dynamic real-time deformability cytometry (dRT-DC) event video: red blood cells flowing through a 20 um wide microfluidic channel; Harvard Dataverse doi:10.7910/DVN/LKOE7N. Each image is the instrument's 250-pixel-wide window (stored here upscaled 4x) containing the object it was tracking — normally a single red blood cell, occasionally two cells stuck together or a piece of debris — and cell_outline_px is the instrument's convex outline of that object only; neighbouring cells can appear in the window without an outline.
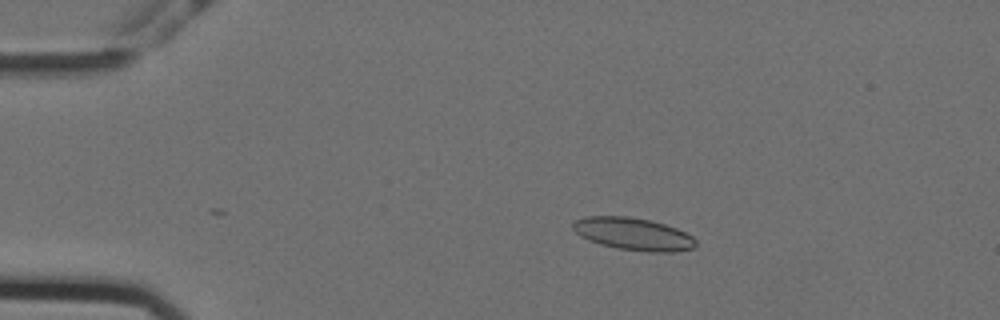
{"species": "Egyptian fruit bat (a non-hibernating species)", "species_latin": "Rousettus aegyptiacus", "temperature_condition": "cold", "stored_images_in_passage": 39, "camera_frame_rate_fps": 3000, "um_per_image_px": 0.085, "animal": {"sex": "female"}, "frame": {"image": 1, "passage_image": 1, "time_ms": 0.0, "image_size_px": [1000, 320], "cell_outline_px": [[696, 248], [672, 252], [648, 252], [616, 248], [600, 244], [588, 240], [580, 236], [572, 228], [572, 224], [576, 220], [584, 216], [628, 216], [648, 220], [664, 224], [676, 228], [692, 236], [696, 240]], "centroid_in_image_um": [53.82, 19.89], "position_along_channel_um": 31.2, "area_um2": 23.29}}
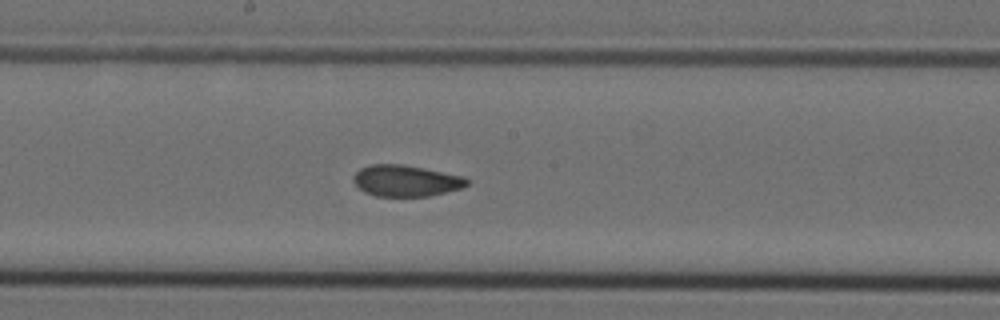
{"frame": {"image": 2, "passage_image": 21, "time_ms": 6.667, "image_size_px": [1000, 320], "cell_outline_px": [[468, 184], [460, 188], [428, 196], [376, 196], [364, 192], [352, 180], [352, 176], [360, 168], [372, 164], [400, 164], [424, 168], [464, 176], [468, 180]], "centroid_in_image_um": [34.47, 15.36], "position_along_channel_um": 213.7, "area_um2": 20.58}}
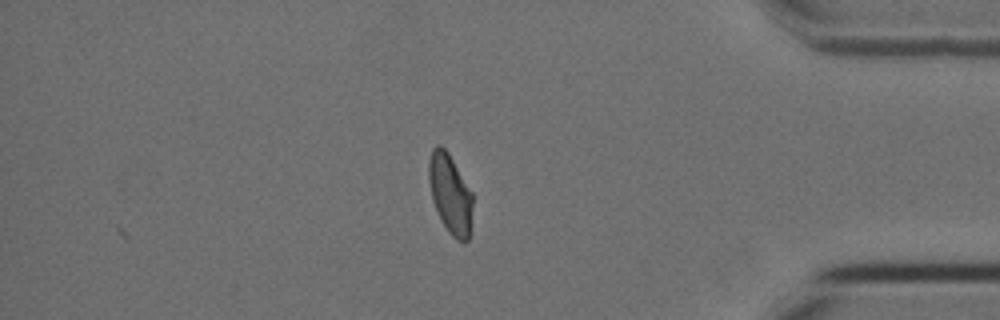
{"frame": {"image": 3, "passage_image": 39, "time_ms": 12.667, "image_size_px": [1000, 320], "cell_outline_px": [[472, 204], [468, 240], [456, 240], [448, 232], [440, 220], [432, 200], [428, 180], [428, 160], [432, 148], [436, 144], [440, 144], [448, 152], [472, 192]], "centroid_in_image_um": [38.23, 16.44], "position_along_channel_um": 397.0, "area_um2": 20.35}, "authors_computed_cell_mechanics": {"area_um2": 21.2126, "velocity_mm_per_s": 3.5459, "shape_relaxation_time_tau1_ms": null, "shape_relaxation_time_tau2_ms": 1.5641, "deformation_change_tau1": null, "deformation_change_tau2": 0.0662}}